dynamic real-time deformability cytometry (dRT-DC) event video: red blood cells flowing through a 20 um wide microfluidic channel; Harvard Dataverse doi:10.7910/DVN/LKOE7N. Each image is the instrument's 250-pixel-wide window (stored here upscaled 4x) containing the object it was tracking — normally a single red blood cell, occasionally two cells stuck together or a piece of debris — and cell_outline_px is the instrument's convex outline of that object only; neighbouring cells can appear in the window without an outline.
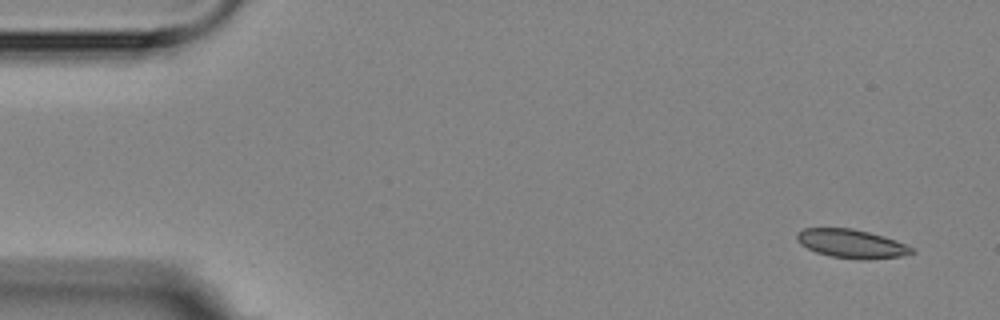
{"species": "Egyptian fruit bat (a non-hibernating species)", "species_latin": "Rousettus aegyptiacus", "temperature_condition": "room temperature", "stored_images_in_passage": 5, "camera_frame_rate_fps": 3000, "um_per_image_px": 0.085, "animal": {"sex": "female"}, "frame": {"image": 1, "passage_image": 1, "time_ms": 0.0, "image_size_px": [1000, 320], "cell_outline_px": [[916, 252], [900, 256], [868, 260], [864, 260], [832, 256], [816, 252], [800, 244], [796, 240], [796, 232], [804, 228], [852, 228], [884, 236], [896, 240], [912, 248]], "centroid_in_image_um": [72.35, 20.71], "position_along_channel_um": 12.6, "area_um2": 19.13}}
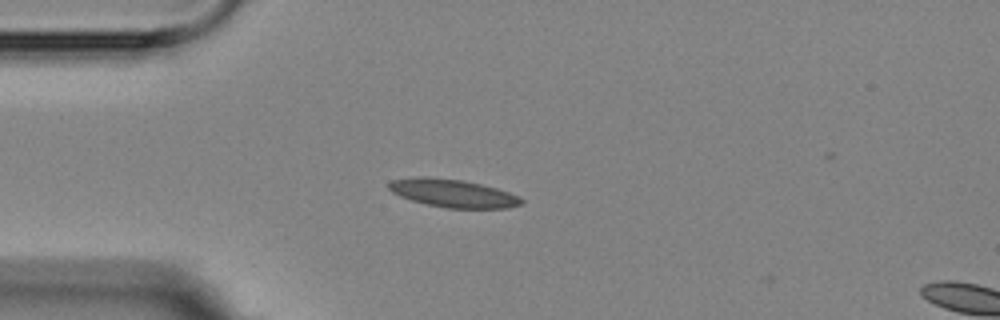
{"frame": {"image": 2, "passage_image": 4, "time_ms": 3.667, "image_size_px": [1000, 320], "cell_outline_px": [[524, 204], [508, 208], [448, 208], [428, 204], [412, 200], [400, 196], [392, 192], [388, 188], [388, 184], [392, 180], [416, 176], [428, 176], [464, 180], [496, 188], [508, 192], [524, 200]], "centroid_in_image_um": [38.49, 16.41], "position_along_channel_um": 46.5, "area_um2": 21.62}}